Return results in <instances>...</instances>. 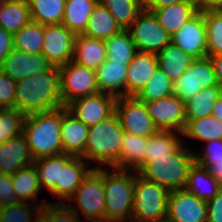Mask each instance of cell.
I'll return each mask as SVG.
<instances>
[{"mask_svg": "<svg viewBox=\"0 0 222 222\" xmlns=\"http://www.w3.org/2000/svg\"><path fill=\"white\" fill-rule=\"evenodd\" d=\"M60 72L52 66L16 82L15 109L25 116L62 108Z\"/></svg>", "mask_w": 222, "mask_h": 222, "instance_id": "1", "label": "cell"}, {"mask_svg": "<svg viewBox=\"0 0 222 222\" xmlns=\"http://www.w3.org/2000/svg\"><path fill=\"white\" fill-rule=\"evenodd\" d=\"M61 122L62 108L26 116L23 135L34 160L63 153Z\"/></svg>", "mask_w": 222, "mask_h": 222, "instance_id": "2", "label": "cell"}, {"mask_svg": "<svg viewBox=\"0 0 222 222\" xmlns=\"http://www.w3.org/2000/svg\"><path fill=\"white\" fill-rule=\"evenodd\" d=\"M194 154L181 146L174 154L151 157L137 172L144 179L163 186L169 192L185 189L189 171L196 162Z\"/></svg>", "mask_w": 222, "mask_h": 222, "instance_id": "3", "label": "cell"}, {"mask_svg": "<svg viewBox=\"0 0 222 222\" xmlns=\"http://www.w3.org/2000/svg\"><path fill=\"white\" fill-rule=\"evenodd\" d=\"M124 130L117 115L114 113L108 119L89 127L86 147L81 156L84 161H98L100 165L108 164L119 169V155Z\"/></svg>", "mask_w": 222, "mask_h": 222, "instance_id": "4", "label": "cell"}, {"mask_svg": "<svg viewBox=\"0 0 222 222\" xmlns=\"http://www.w3.org/2000/svg\"><path fill=\"white\" fill-rule=\"evenodd\" d=\"M134 172L114 168L109 172L104 169L105 218L131 222L136 177V171Z\"/></svg>", "mask_w": 222, "mask_h": 222, "instance_id": "5", "label": "cell"}, {"mask_svg": "<svg viewBox=\"0 0 222 222\" xmlns=\"http://www.w3.org/2000/svg\"><path fill=\"white\" fill-rule=\"evenodd\" d=\"M169 191L144 179L136 171L131 222H163L167 217Z\"/></svg>", "mask_w": 222, "mask_h": 222, "instance_id": "6", "label": "cell"}, {"mask_svg": "<svg viewBox=\"0 0 222 222\" xmlns=\"http://www.w3.org/2000/svg\"><path fill=\"white\" fill-rule=\"evenodd\" d=\"M104 195V169L94 167L69 200L71 202L74 199L79 209L71 207V204L67 206L77 215L80 214L78 210H81L86 220L105 218Z\"/></svg>", "mask_w": 222, "mask_h": 222, "instance_id": "7", "label": "cell"}, {"mask_svg": "<svg viewBox=\"0 0 222 222\" xmlns=\"http://www.w3.org/2000/svg\"><path fill=\"white\" fill-rule=\"evenodd\" d=\"M63 107L79 98L99 93L96 71L73 61L59 67Z\"/></svg>", "mask_w": 222, "mask_h": 222, "instance_id": "8", "label": "cell"}, {"mask_svg": "<svg viewBox=\"0 0 222 222\" xmlns=\"http://www.w3.org/2000/svg\"><path fill=\"white\" fill-rule=\"evenodd\" d=\"M139 52L158 54L171 42V36L159 24L152 11L143 9L128 29Z\"/></svg>", "mask_w": 222, "mask_h": 222, "instance_id": "9", "label": "cell"}, {"mask_svg": "<svg viewBox=\"0 0 222 222\" xmlns=\"http://www.w3.org/2000/svg\"><path fill=\"white\" fill-rule=\"evenodd\" d=\"M115 114L125 132L143 137H150L158 132L148 114L146 104L135 96L117 98Z\"/></svg>", "mask_w": 222, "mask_h": 222, "instance_id": "10", "label": "cell"}, {"mask_svg": "<svg viewBox=\"0 0 222 222\" xmlns=\"http://www.w3.org/2000/svg\"><path fill=\"white\" fill-rule=\"evenodd\" d=\"M219 86L209 57L194 59L187 70L174 82V95L181 101L193 98L202 89Z\"/></svg>", "mask_w": 222, "mask_h": 222, "instance_id": "11", "label": "cell"}, {"mask_svg": "<svg viewBox=\"0 0 222 222\" xmlns=\"http://www.w3.org/2000/svg\"><path fill=\"white\" fill-rule=\"evenodd\" d=\"M76 35L63 24L45 26L41 53L54 67L73 61Z\"/></svg>", "mask_w": 222, "mask_h": 222, "instance_id": "12", "label": "cell"}, {"mask_svg": "<svg viewBox=\"0 0 222 222\" xmlns=\"http://www.w3.org/2000/svg\"><path fill=\"white\" fill-rule=\"evenodd\" d=\"M148 114L158 131H172L182 134L186 126L184 101L170 95L146 103Z\"/></svg>", "mask_w": 222, "mask_h": 222, "instance_id": "13", "label": "cell"}, {"mask_svg": "<svg viewBox=\"0 0 222 222\" xmlns=\"http://www.w3.org/2000/svg\"><path fill=\"white\" fill-rule=\"evenodd\" d=\"M116 98L101 92L69 103L66 108L88 127L108 119L115 113Z\"/></svg>", "mask_w": 222, "mask_h": 222, "instance_id": "14", "label": "cell"}, {"mask_svg": "<svg viewBox=\"0 0 222 222\" xmlns=\"http://www.w3.org/2000/svg\"><path fill=\"white\" fill-rule=\"evenodd\" d=\"M167 222H207V201L186 189L171 191L168 197Z\"/></svg>", "mask_w": 222, "mask_h": 222, "instance_id": "15", "label": "cell"}, {"mask_svg": "<svg viewBox=\"0 0 222 222\" xmlns=\"http://www.w3.org/2000/svg\"><path fill=\"white\" fill-rule=\"evenodd\" d=\"M83 160L82 157L61 153L59 182H56L55 187L49 193L61 197V200L69 201L75 190L94 169L89 168L88 162L84 163Z\"/></svg>", "mask_w": 222, "mask_h": 222, "instance_id": "16", "label": "cell"}, {"mask_svg": "<svg viewBox=\"0 0 222 222\" xmlns=\"http://www.w3.org/2000/svg\"><path fill=\"white\" fill-rule=\"evenodd\" d=\"M171 42L194 59L207 57V29L204 12H198L172 37Z\"/></svg>", "mask_w": 222, "mask_h": 222, "instance_id": "17", "label": "cell"}, {"mask_svg": "<svg viewBox=\"0 0 222 222\" xmlns=\"http://www.w3.org/2000/svg\"><path fill=\"white\" fill-rule=\"evenodd\" d=\"M52 65L42 53L21 52L13 49L0 65V70L15 82L44 71Z\"/></svg>", "mask_w": 222, "mask_h": 222, "instance_id": "18", "label": "cell"}, {"mask_svg": "<svg viewBox=\"0 0 222 222\" xmlns=\"http://www.w3.org/2000/svg\"><path fill=\"white\" fill-rule=\"evenodd\" d=\"M34 158L22 134L0 144V173L13 175L34 163Z\"/></svg>", "mask_w": 222, "mask_h": 222, "instance_id": "19", "label": "cell"}, {"mask_svg": "<svg viewBox=\"0 0 222 222\" xmlns=\"http://www.w3.org/2000/svg\"><path fill=\"white\" fill-rule=\"evenodd\" d=\"M89 127L62 107L61 143L63 153L81 157L86 147Z\"/></svg>", "mask_w": 222, "mask_h": 222, "instance_id": "20", "label": "cell"}, {"mask_svg": "<svg viewBox=\"0 0 222 222\" xmlns=\"http://www.w3.org/2000/svg\"><path fill=\"white\" fill-rule=\"evenodd\" d=\"M158 67L157 55L137 52L128 64L125 96H136Z\"/></svg>", "mask_w": 222, "mask_h": 222, "instance_id": "21", "label": "cell"}, {"mask_svg": "<svg viewBox=\"0 0 222 222\" xmlns=\"http://www.w3.org/2000/svg\"><path fill=\"white\" fill-rule=\"evenodd\" d=\"M128 64L106 59L95 71L101 93L121 98L125 96ZM122 88L123 91L121 90Z\"/></svg>", "mask_w": 222, "mask_h": 222, "instance_id": "22", "label": "cell"}, {"mask_svg": "<svg viewBox=\"0 0 222 222\" xmlns=\"http://www.w3.org/2000/svg\"><path fill=\"white\" fill-rule=\"evenodd\" d=\"M152 11L159 24L172 37L198 12L197 2H179L164 8H145Z\"/></svg>", "mask_w": 222, "mask_h": 222, "instance_id": "23", "label": "cell"}, {"mask_svg": "<svg viewBox=\"0 0 222 222\" xmlns=\"http://www.w3.org/2000/svg\"><path fill=\"white\" fill-rule=\"evenodd\" d=\"M107 58L104 40L76 35L73 62L96 70Z\"/></svg>", "mask_w": 222, "mask_h": 222, "instance_id": "24", "label": "cell"}, {"mask_svg": "<svg viewBox=\"0 0 222 222\" xmlns=\"http://www.w3.org/2000/svg\"><path fill=\"white\" fill-rule=\"evenodd\" d=\"M149 137L124 132L119 155V170L138 171L144 165L146 142Z\"/></svg>", "mask_w": 222, "mask_h": 222, "instance_id": "25", "label": "cell"}, {"mask_svg": "<svg viewBox=\"0 0 222 222\" xmlns=\"http://www.w3.org/2000/svg\"><path fill=\"white\" fill-rule=\"evenodd\" d=\"M157 55L158 67L172 81H176L187 70L194 58L170 42Z\"/></svg>", "mask_w": 222, "mask_h": 222, "instance_id": "26", "label": "cell"}, {"mask_svg": "<svg viewBox=\"0 0 222 222\" xmlns=\"http://www.w3.org/2000/svg\"><path fill=\"white\" fill-rule=\"evenodd\" d=\"M222 187L206 167L194 163L189 171L185 189L194 194L198 199L211 200Z\"/></svg>", "mask_w": 222, "mask_h": 222, "instance_id": "27", "label": "cell"}, {"mask_svg": "<svg viewBox=\"0 0 222 222\" xmlns=\"http://www.w3.org/2000/svg\"><path fill=\"white\" fill-rule=\"evenodd\" d=\"M121 31L122 28L118 25L112 14L98 2L91 13L83 35L106 40L111 36L119 34Z\"/></svg>", "mask_w": 222, "mask_h": 222, "instance_id": "28", "label": "cell"}, {"mask_svg": "<svg viewBox=\"0 0 222 222\" xmlns=\"http://www.w3.org/2000/svg\"><path fill=\"white\" fill-rule=\"evenodd\" d=\"M98 0H66L64 17L61 22L75 35L83 34Z\"/></svg>", "mask_w": 222, "mask_h": 222, "instance_id": "29", "label": "cell"}, {"mask_svg": "<svg viewBox=\"0 0 222 222\" xmlns=\"http://www.w3.org/2000/svg\"><path fill=\"white\" fill-rule=\"evenodd\" d=\"M31 21L27 0H5L0 14V27L14 35Z\"/></svg>", "mask_w": 222, "mask_h": 222, "instance_id": "30", "label": "cell"}, {"mask_svg": "<svg viewBox=\"0 0 222 222\" xmlns=\"http://www.w3.org/2000/svg\"><path fill=\"white\" fill-rule=\"evenodd\" d=\"M222 95L221 86L202 89L193 98L184 102L186 120H196L211 116L217 99Z\"/></svg>", "mask_w": 222, "mask_h": 222, "instance_id": "31", "label": "cell"}, {"mask_svg": "<svg viewBox=\"0 0 222 222\" xmlns=\"http://www.w3.org/2000/svg\"><path fill=\"white\" fill-rule=\"evenodd\" d=\"M31 20L44 26L61 24L66 0H27Z\"/></svg>", "mask_w": 222, "mask_h": 222, "instance_id": "32", "label": "cell"}, {"mask_svg": "<svg viewBox=\"0 0 222 222\" xmlns=\"http://www.w3.org/2000/svg\"><path fill=\"white\" fill-rule=\"evenodd\" d=\"M15 195L20 202L35 200L40 194L41 187L39 184L38 172L34 164L19 169L11 175Z\"/></svg>", "mask_w": 222, "mask_h": 222, "instance_id": "33", "label": "cell"}, {"mask_svg": "<svg viewBox=\"0 0 222 222\" xmlns=\"http://www.w3.org/2000/svg\"><path fill=\"white\" fill-rule=\"evenodd\" d=\"M107 8L122 30H128L144 9V0H98Z\"/></svg>", "mask_w": 222, "mask_h": 222, "instance_id": "34", "label": "cell"}, {"mask_svg": "<svg viewBox=\"0 0 222 222\" xmlns=\"http://www.w3.org/2000/svg\"><path fill=\"white\" fill-rule=\"evenodd\" d=\"M174 93V81L159 67L155 70L146 85L136 94V98L146 103L165 98Z\"/></svg>", "mask_w": 222, "mask_h": 222, "instance_id": "35", "label": "cell"}, {"mask_svg": "<svg viewBox=\"0 0 222 222\" xmlns=\"http://www.w3.org/2000/svg\"><path fill=\"white\" fill-rule=\"evenodd\" d=\"M181 135L204 141L222 140V122L211 116L196 120H186V126Z\"/></svg>", "mask_w": 222, "mask_h": 222, "instance_id": "36", "label": "cell"}, {"mask_svg": "<svg viewBox=\"0 0 222 222\" xmlns=\"http://www.w3.org/2000/svg\"><path fill=\"white\" fill-rule=\"evenodd\" d=\"M44 33L45 26L31 20L13 35L14 49L28 54L41 53Z\"/></svg>", "mask_w": 222, "mask_h": 222, "instance_id": "37", "label": "cell"}, {"mask_svg": "<svg viewBox=\"0 0 222 222\" xmlns=\"http://www.w3.org/2000/svg\"><path fill=\"white\" fill-rule=\"evenodd\" d=\"M177 132L158 131L151 135L146 142V153L144 154V164L151 160V157H161L174 154L182 145Z\"/></svg>", "mask_w": 222, "mask_h": 222, "instance_id": "38", "label": "cell"}, {"mask_svg": "<svg viewBox=\"0 0 222 222\" xmlns=\"http://www.w3.org/2000/svg\"><path fill=\"white\" fill-rule=\"evenodd\" d=\"M108 60L129 64L138 52L128 30L104 40Z\"/></svg>", "mask_w": 222, "mask_h": 222, "instance_id": "39", "label": "cell"}, {"mask_svg": "<svg viewBox=\"0 0 222 222\" xmlns=\"http://www.w3.org/2000/svg\"><path fill=\"white\" fill-rule=\"evenodd\" d=\"M207 29V57L222 55V11H204Z\"/></svg>", "mask_w": 222, "mask_h": 222, "instance_id": "40", "label": "cell"}, {"mask_svg": "<svg viewBox=\"0 0 222 222\" xmlns=\"http://www.w3.org/2000/svg\"><path fill=\"white\" fill-rule=\"evenodd\" d=\"M37 169L41 189L51 191L60 175V154L36 159L33 163Z\"/></svg>", "mask_w": 222, "mask_h": 222, "instance_id": "41", "label": "cell"}, {"mask_svg": "<svg viewBox=\"0 0 222 222\" xmlns=\"http://www.w3.org/2000/svg\"><path fill=\"white\" fill-rule=\"evenodd\" d=\"M25 118L16 109H0V144L23 134Z\"/></svg>", "mask_w": 222, "mask_h": 222, "instance_id": "42", "label": "cell"}, {"mask_svg": "<svg viewBox=\"0 0 222 222\" xmlns=\"http://www.w3.org/2000/svg\"><path fill=\"white\" fill-rule=\"evenodd\" d=\"M28 203L18 202L4 206L0 212V222H33Z\"/></svg>", "mask_w": 222, "mask_h": 222, "instance_id": "43", "label": "cell"}, {"mask_svg": "<svg viewBox=\"0 0 222 222\" xmlns=\"http://www.w3.org/2000/svg\"><path fill=\"white\" fill-rule=\"evenodd\" d=\"M203 151V154H194L199 165L207 168L212 162H222V140L208 141Z\"/></svg>", "mask_w": 222, "mask_h": 222, "instance_id": "44", "label": "cell"}, {"mask_svg": "<svg viewBox=\"0 0 222 222\" xmlns=\"http://www.w3.org/2000/svg\"><path fill=\"white\" fill-rule=\"evenodd\" d=\"M16 82L0 70V109H15Z\"/></svg>", "mask_w": 222, "mask_h": 222, "instance_id": "45", "label": "cell"}, {"mask_svg": "<svg viewBox=\"0 0 222 222\" xmlns=\"http://www.w3.org/2000/svg\"><path fill=\"white\" fill-rule=\"evenodd\" d=\"M18 202L13 189L11 175L0 173V205L4 207Z\"/></svg>", "mask_w": 222, "mask_h": 222, "instance_id": "46", "label": "cell"}, {"mask_svg": "<svg viewBox=\"0 0 222 222\" xmlns=\"http://www.w3.org/2000/svg\"><path fill=\"white\" fill-rule=\"evenodd\" d=\"M207 222H222V188L207 201Z\"/></svg>", "mask_w": 222, "mask_h": 222, "instance_id": "47", "label": "cell"}, {"mask_svg": "<svg viewBox=\"0 0 222 222\" xmlns=\"http://www.w3.org/2000/svg\"><path fill=\"white\" fill-rule=\"evenodd\" d=\"M14 49V36L0 27V65Z\"/></svg>", "mask_w": 222, "mask_h": 222, "instance_id": "48", "label": "cell"}, {"mask_svg": "<svg viewBox=\"0 0 222 222\" xmlns=\"http://www.w3.org/2000/svg\"><path fill=\"white\" fill-rule=\"evenodd\" d=\"M179 2H196V0H144V8H164Z\"/></svg>", "mask_w": 222, "mask_h": 222, "instance_id": "49", "label": "cell"}, {"mask_svg": "<svg viewBox=\"0 0 222 222\" xmlns=\"http://www.w3.org/2000/svg\"><path fill=\"white\" fill-rule=\"evenodd\" d=\"M196 2L200 12L222 8V0H196Z\"/></svg>", "mask_w": 222, "mask_h": 222, "instance_id": "50", "label": "cell"}, {"mask_svg": "<svg viewBox=\"0 0 222 222\" xmlns=\"http://www.w3.org/2000/svg\"><path fill=\"white\" fill-rule=\"evenodd\" d=\"M30 203L31 204H33L32 206V210H33V212L35 213V218H34V220H33V222H46V202L45 203H43V202H39L38 204H37V201H36V203H32L31 201H30Z\"/></svg>", "mask_w": 222, "mask_h": 222, "instance_id": "51", "label": "cell"}, {"mask_svg": "<svg viewBox=\"0 0 222 222\" xmlns=\"http://www.w3.org/2000/svg\"><path fill=\"white\" fill-rule=\"evenodd\" d=\"M212 62L219 86L222 87V55L208 56Z\"/></svg>", "mask_w": 222, "mask_h": 222, "instance_id": "52", "label": "cell"}, {"mask_svg": "<svg viewBox=\"0 0 222 222\" xmlns=\"http://www.w3.org/2000/svg\"><path fill=\"white\" fill-rule=\"evenodd\" d=\"M207 170L216 178L220 186L222 187V162H212Z\"/></svg>", "mask_w": 222, "mask_h": 222, "instance_id": "53", "label": "cell"}, {"mask_svg": "<svg viewBox=\"0 0 222 222\" xmlns=\"http://www.w3.org/2000/svg\"><path fill=\"white\" fill-rule=\"evenodd\" d=\"M211 115L222 122V95L215 102Z\"/></svg>", "mask_w": 222, "mask_h": 222, "instance_id": "54", "label": "cell"}, {"mask_svg": "<svg viewBox=\"0 0 222 222\" xmlns=\"http://www.w3.org/2000/svg\"><path fill=\"white\" fill-rule=\"evenodd\" d=\"M87 221H91V222H120V221H117V220H113V219H110V218H101V219H90V220H87Z\"/></svg>", "mask_w": 222, "mask_h": 222, "instance_id": "55", "label": "cell"}, {"mask_svg": "<svg viewBox=\"0 0 222 222\" xmlns=\"http://www.w3.org/2000/svg\"><path fill=\"white\" fill-rule=\"evenodd\" d=\"M4 1H5V0H0V14H1V11H2V7H3Z\"/></svg>", "mask_w": 222, "mask_h": 222, "instance_id": "56", "label": "cell"}]
</instances>
